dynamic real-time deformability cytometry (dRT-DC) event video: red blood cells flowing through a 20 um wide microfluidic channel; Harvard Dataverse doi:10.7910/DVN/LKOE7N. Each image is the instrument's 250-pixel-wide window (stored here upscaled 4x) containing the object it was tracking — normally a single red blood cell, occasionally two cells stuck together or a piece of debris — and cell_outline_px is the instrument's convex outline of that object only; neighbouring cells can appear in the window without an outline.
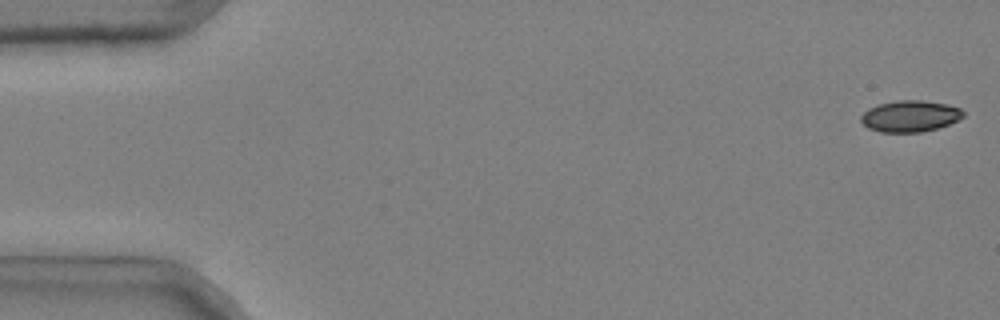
{"species": "common noctule bat (a hibernating species)", "species_latin": "Nyctalus noctula", "temperature_condition": "cold", "stored_images_in_passage": 49, "camera_frame_rate_fps": 3000, "um_per_image_px": 0.085, "animal": {"sex": "male", "body_mass_g": 20.4}, "frame": {"image": 1, "passage_image": 1, "time_ms": 0.0, "image_size_px": [1000, 320], "cell_outline_px": [[964, 116], [948, 124], [936, 128], [920, 132], [880, 132], [868, 128], [860, 120], [860, 116], [868, 108], [880, 104], [900, 100], [920, 100], [948, 104], [960, 108], [964, 112]], "centroid_in_image_um": [77.34, 9.87], "position_along_channel_um": 7.7, "area_um2": 18.55}}
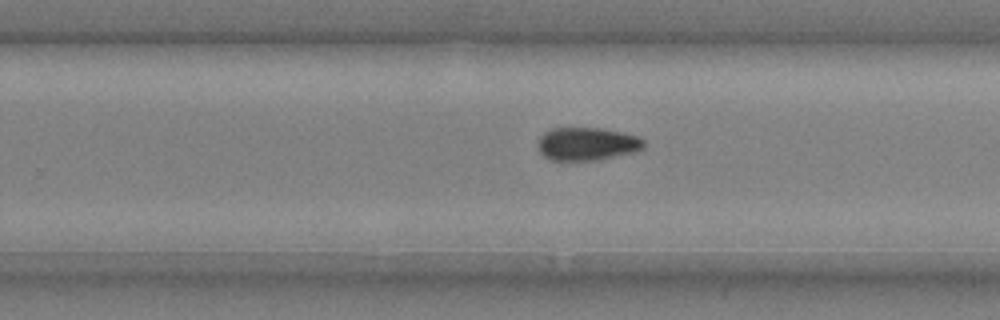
{"frame": {"image": 2, "passage_image": 34, "time_ms": 11.0, "image_size_px": [1000, 320], "cell_outline_px": [[644, 148], [636, 152], [600, 160], [552, 160], [544, 156], [540, 152], [536, 144], [540, 136], [544, 132], [552, 128], [600, 128], [624, 132], [640, 136], [644, 140]], "centroid_in_image_um": [49.92, 12.23], "position_along_channel_um": 279.9, "area_um2": 20.75}}
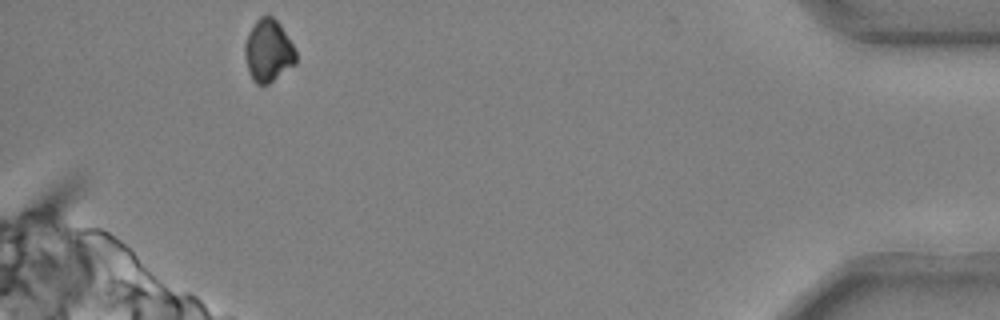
{"frame": {"image": 3, "passage_image": 49, "time_ms": 16.0, "image_size_px": [1000, 320], "cell_outline_px": [[296, 64], [268, 84], [256, 84], [252, 80], [244, 56], [244, 44], [248, 32], [256, 20], [260, 16], [272, 16], [280, 24], [292, 44], [296, 52]], "centroid_in_image_um": [22.79, 4.32], "position_along_channel_um": 412.4, "area_um2": 18.55}, "authors_computed_cell_mechanics": {"area_um2": 20.23, "velocity_mm_per_s": 3.704, "shape_relaxation_time_tau1_ms": null, "shape_relaxation_time_tau2_ms": 5.0843, "deformation_change_tau1": null, "deformation_change_tau2": 0.0718}}